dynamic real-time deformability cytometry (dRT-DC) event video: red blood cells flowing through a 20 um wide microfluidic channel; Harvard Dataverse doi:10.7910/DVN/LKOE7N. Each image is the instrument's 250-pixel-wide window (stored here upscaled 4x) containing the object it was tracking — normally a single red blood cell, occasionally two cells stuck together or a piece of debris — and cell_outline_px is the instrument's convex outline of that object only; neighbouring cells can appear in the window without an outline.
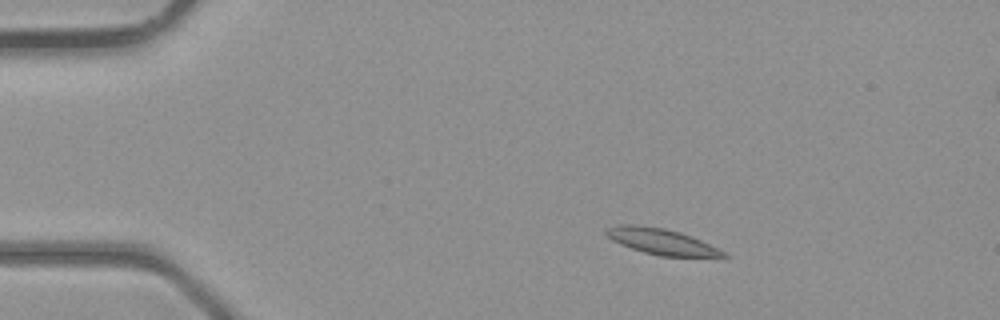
{"species": "common noctule bat (a hibernating species)", "species_latin": "Nyctalus noctula", "temperature_condition": "room temperature", "stored_images_in_passage": 3, "camera_frame_rate_fps": 3000, "um_per_image_px": 0.085, "animal": {"sex": "male", "body_mass_g": 23.1, "forearm_length_mm": 52.7}, "frame": {"image": 1, "passage_image": 1, "time_ms": 0.0, "image_size_px": [1000, 320], "cell_outline_px": [[732, 256], [660, 256], [644, 252], [620, 244], [612, 240], [604, 232], [604, 228], [620, 224], [636, 224], [664, 228], [680, 232], [700, 240]], "centroid_in_image_um": [56.14, 20.5], "position_along_channel_um": 28.9, "area_um2": 17.4}}